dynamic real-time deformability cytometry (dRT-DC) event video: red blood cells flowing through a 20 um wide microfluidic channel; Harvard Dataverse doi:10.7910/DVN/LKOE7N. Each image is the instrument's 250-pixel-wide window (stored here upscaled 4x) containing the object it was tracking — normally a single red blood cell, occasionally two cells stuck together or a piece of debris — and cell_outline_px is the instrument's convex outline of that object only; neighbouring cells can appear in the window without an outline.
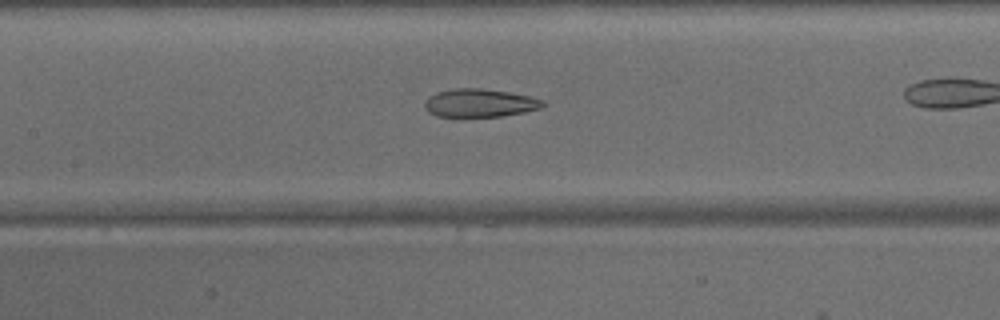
{"species": "common noctule bat (a hibernating species)", "species_latin": "Nyctalus noctula", "temperature_condition": "warm", "stored_images_in_passage": 37, "camera_frame_rate_fps": 3000, "um_per_image_px": 0.085, "animal": {"sex": "male", "body_mass_g": 15.6}, "frame": {"image": 1, "passage_image": 22, "time_ms": 7.0, "image_size_px": [1000, 320], "cell_outline_px": [[548, 104], [540, 108], [524, 112], [500, 116], [436, 116], [428, 112], [424, 104], [436, 92], [452, 88], [480, 88], [508, 92], [528, 96], [544, 100]], "centroid_in_image_um": [40.81, 8.75], "position_along_channel_um": 166.6, "area_um2": 19.19}}
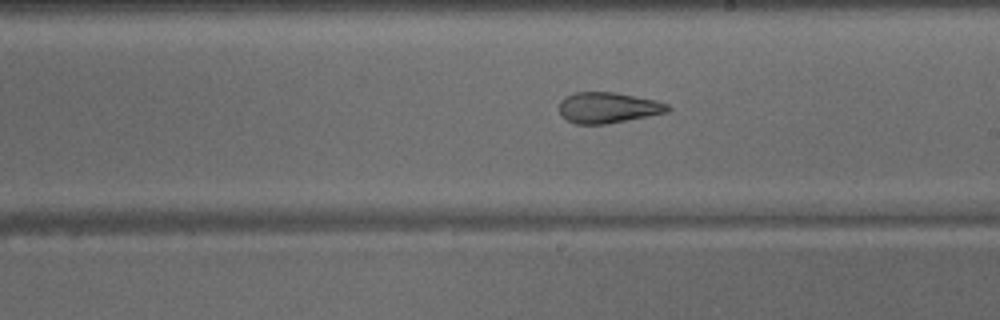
{"frame": {"image": 2, "passage_image": 27, "time_ms": 8.667, "image_size_px": [1000, 320], "cell_outline_px": [[672, 108], [668, 112], [628, 120], [604, 124], [576, 124], [560, 116], [560, 100], [564, 96], [576, 92], [612, 92], [656, 100], [668, 104]], "centroid_in_image_um": [51.67, 9.15], "position_along_channel_um": 237.3, "area_um2": 19.48}}